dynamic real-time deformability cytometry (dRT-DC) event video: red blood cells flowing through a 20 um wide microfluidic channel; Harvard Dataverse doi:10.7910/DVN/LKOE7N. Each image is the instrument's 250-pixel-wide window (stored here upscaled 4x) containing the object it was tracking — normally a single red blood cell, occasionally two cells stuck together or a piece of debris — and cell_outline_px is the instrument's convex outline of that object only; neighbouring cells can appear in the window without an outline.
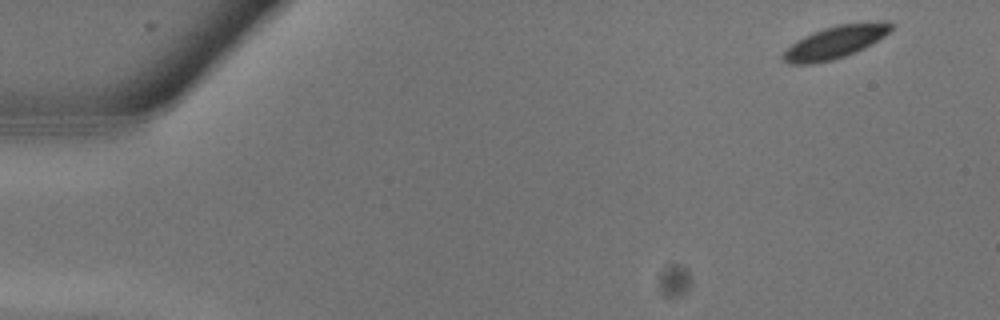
{"species": "common noctule bat (a hibernating species)", "species_latin": "Nyctalus noctula", "temperature_condition": "warm", "stored_images_in_passage": 13, "camera_frame_rate_fps": 3000, "um_per_image_px": 0.085, "animal": {"sex": "male", "body_mass_g": 13.3}, "frame": {"image": 1, "passage_image": 1, "time_ms": 0.0, "image_size_px": [1000, 320], "cell_outline_px": [[892, 28], [884, 36], [864, 48], [856, 52], [832, 60], [812, 64], [788, 64], [780, 56], [796, 40], [804, 36], [824, 28], [836, 24], [868, 20], [888, 20], [892, 24]], "centroid_in_image_um": [71.03, 3.55], "position_along_channel_um": 14.0, "area_um2": 20.81}}
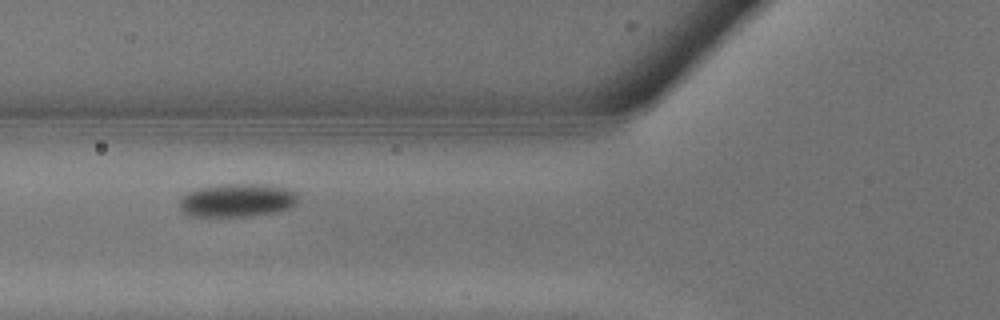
{"frame": {"image": 2, "passage_image": 10, "time_ms": 3.0, "image_size_px": [1000, 320], "cell_outline_px": [[300, 200], [292, 208], [276, 212], [252, 216], [188, 216], [180, 212], [180, 196], [188, 192], [200, 188], [224, 184], [268, 184], [284, 188], [296, 192]], "centroid_in_image_um": [20.18, 17.03], "position_along_channel_um": 105.6, "area_um2": 23.35}}
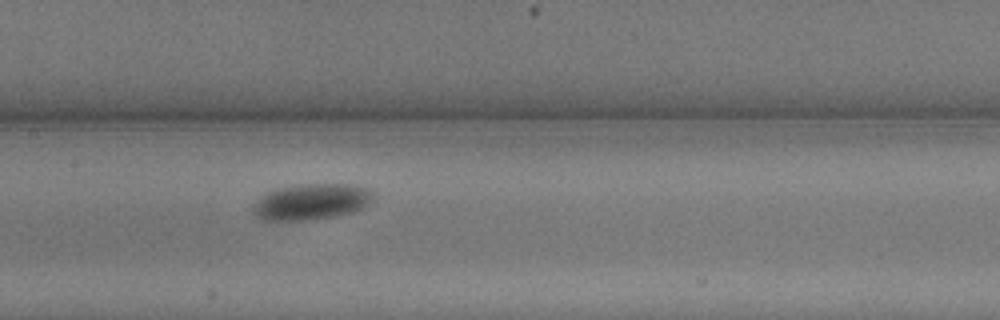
{"frame": {"image": 3, "passage_image": 13, "time_ms": 4.0, "image_size_px": [1000, 320], "cell_outline_px": [[376, 192], [372, 200], [364, 208], [352, 212], [336, 216], [304, 220], [264, 220], [256, 216], [252, 212], [252, 204], [260, 196], [276, 188], [296, 184], [352, 184], [372, 188]], "centroid_in_image_um": [26.5, 17.13], "position_along_channel_um": 180.9, "area_um2": 25.72}}